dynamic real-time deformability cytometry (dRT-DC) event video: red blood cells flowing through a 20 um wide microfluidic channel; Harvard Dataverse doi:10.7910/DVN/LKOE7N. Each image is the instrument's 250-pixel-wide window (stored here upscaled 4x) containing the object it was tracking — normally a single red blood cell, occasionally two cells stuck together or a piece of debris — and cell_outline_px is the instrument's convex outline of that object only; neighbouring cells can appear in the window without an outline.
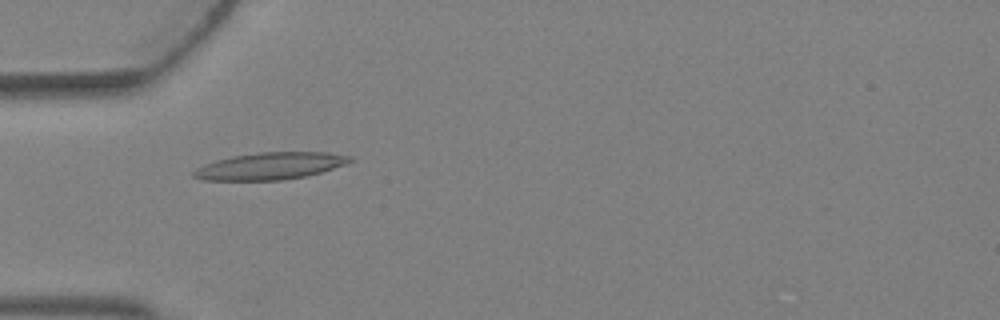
{"species": "Egyptian fruit bat (a non-hibernating species)", "species_latin": "Rousettus aegyptiacus", "temperature_condition": "warm", "stored_images_in_passage": 4, "camera_frame_rate_fps": 3000, "um_per_image_px": 0.085, "animal": {"sex": "female"}, "frame": {"image": 1, "passage_image": 4, "time_ms": 1.0, "image_size_px": [1000, 320], "cell_outline_px": [[356, 160], [320, 172], [304, 176], [280, 180], [200, 180], [192, 176], [192, 172], [196, 168], [204, 164], [216, 160], [232, 156], [260, 152], [328, 152], [352, 156]], "centroid_in_image_um": [22.94, 14.1], "position_along_channel_um": 62.1, "area_um2": 24.57}}